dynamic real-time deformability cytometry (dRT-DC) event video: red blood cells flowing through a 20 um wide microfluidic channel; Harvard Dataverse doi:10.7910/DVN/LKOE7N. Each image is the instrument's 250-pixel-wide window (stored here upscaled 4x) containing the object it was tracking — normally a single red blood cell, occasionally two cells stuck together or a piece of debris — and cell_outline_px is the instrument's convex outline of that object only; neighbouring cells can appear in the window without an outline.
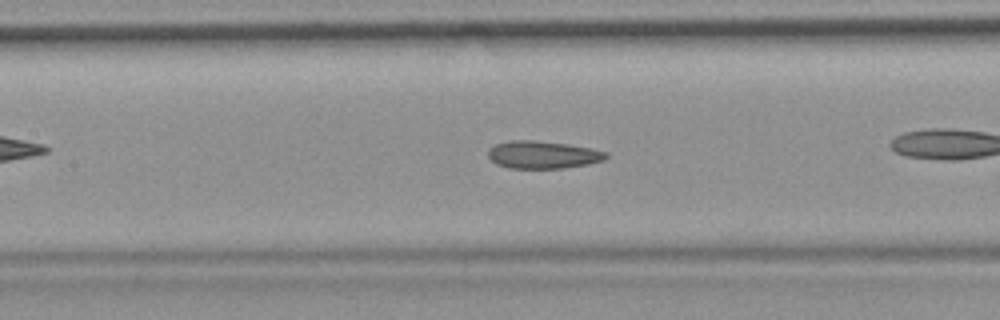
{"species": "common noctule bat (a hibernating species)", "species_latin": "Nyctalus noctula", "temperature_condition": "room temperature", "stored_images_in_passage": 54, "camera_frame_rate_fps": 3000, "um_per_image_px": 0.085, "animal": {"sex": "female", "body_mass_g": 19.9}, "frame": {"image": 1, "passage_image": 24, "time_ms": 7.667, "image_size_px": [1000, 320], "cell_outline_px": [[608, 156], [604, 160], [588, 164], [564, 168], [508, 168], [496, 164], [488, 156], [488, 148], [496, 144], [508, 140], [536, 140], [568, 144], [592, 148], [608, 152]], "centroid_in_image_um": [46.14, 13.14], "position_along_channel_um": 161.3, "area_um2": 19.13}, "authors_computed_cell_mechanics": {"area_um2": 19.5364, "velocity_mm_per_s": 3.7181, "shape_relaxation_time_tau1_ms": null, "shape_relaxation_time_tau2_ms": 3.0669, "deformation_change_tau1": null, "deformation_change_tau2": 0.1073}}